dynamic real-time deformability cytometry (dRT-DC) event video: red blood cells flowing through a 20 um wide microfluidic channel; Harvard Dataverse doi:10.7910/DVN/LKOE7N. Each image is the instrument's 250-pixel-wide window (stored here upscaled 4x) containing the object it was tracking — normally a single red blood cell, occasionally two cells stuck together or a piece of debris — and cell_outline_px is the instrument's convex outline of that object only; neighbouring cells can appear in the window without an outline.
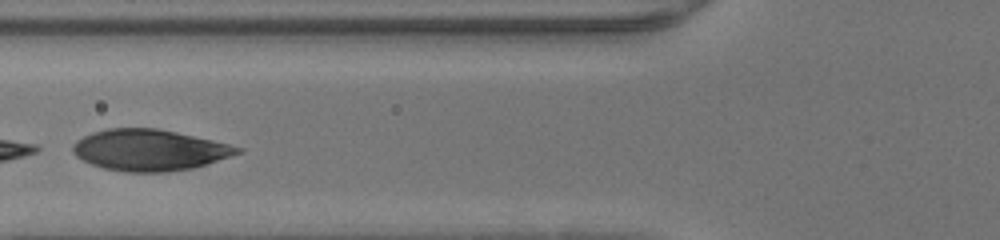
{"species": "human", "species_latin": "Homo sapiens", "temperature_condition": "warm", "stored_images_in_passage": 22, "camera_frame_rate_fps": 3000, "um_per_image_px": 0.085, "donor": {"sex": "male"}, "frame": {"image": 1, "passage_image": 11, "time_ms": 3.333, "image_size_px": [1000, 240], "cell_outline_px": [[244, 148], [240, 152], [192, 168], [168, 172], [124, 172], [104, 168], [92, 164], [76, 156], [72, 152], [72, 148], [76, 140], [92, 132], [108, 128], [156, 128], [176, 132], [212, 140]], "centroid_in_image_um": [12.65, 12.75], "position_along_channel_um": 113.1, "area_um2": 39.13}}
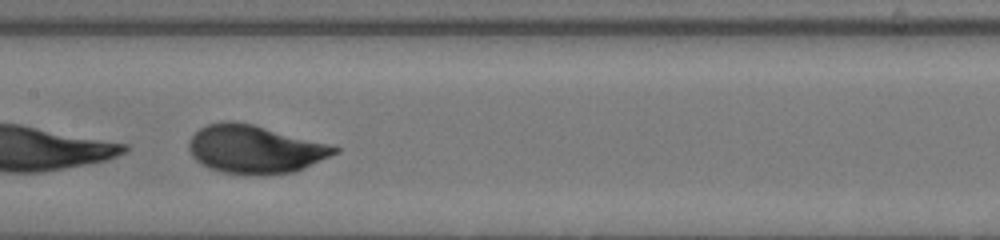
{"frame": {"image": 2, "passage_image": 16, "time_ms": 5.0, "image_size_px": [1000, 240], "cell_outline_px": [[340, 152], [292, 172], [256, 176], [220, 172], [208, 168], [200, 164], [192, 156], [188, 148], [188, 144], [192, 136], [200, 128], [208, 124], [224, 120], [236, 120], [252, 124], [328, 144], [340, 148]], "centroid_in_image_um": [21.61, 12.69], "position_along_channel_um": 185.8, "area_um2": 40.86}}
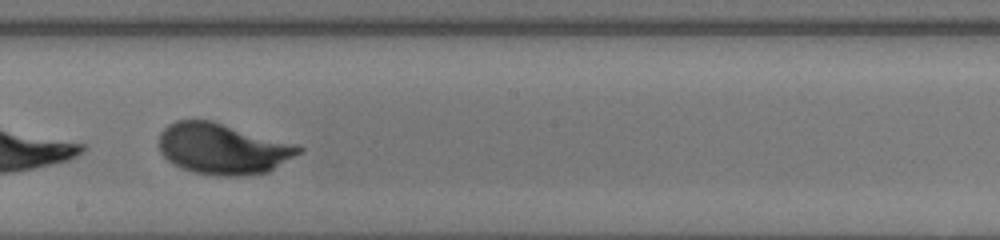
{"frame": {"image": 3, "passage_image": 19, "time_ms": 6.0, "image_size_px": [1000, 240], "cell_outline_px": [[304, 148], [300, 152], [268, 172], [240, 176], [216, 176], [192, 172], [180, 168], [172, 164], [160, 152], [160, 132], [168, 124], [176, 120], [212, 120]], "centroid_in_image_um": [18.85, 12.66], "position_along_channel_um": 229.3, "area_um2": 40.98}}